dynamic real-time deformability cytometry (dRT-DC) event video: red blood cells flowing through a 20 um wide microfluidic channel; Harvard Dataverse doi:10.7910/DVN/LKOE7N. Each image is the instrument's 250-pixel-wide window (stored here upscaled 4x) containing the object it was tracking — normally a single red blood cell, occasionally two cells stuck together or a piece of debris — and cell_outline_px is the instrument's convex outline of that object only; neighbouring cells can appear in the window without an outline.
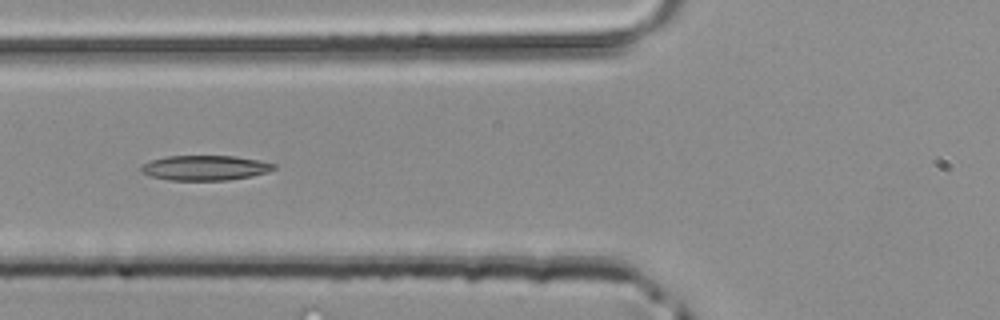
{"species": "common noctule bat (a hibernating species)", "species_latin": "Nyctalus noctula", "temperature_condition": "room temperature", "stored_images_in_passage": 28, "camera_frame_rate_fps": 3000, "um_per_image_px": 0.085, "animal": {"sex": "male", "body_mass_g": 20.4}, "frame": {"image": 1, "passage_image": 4, "time_ms": 1.0, "image_size_px": [1000, 320], "cell_outline_px": [[276, 168], [268, 172], [252, 176], [228, 180], [168, 180], [152, 176], [140, 172], [140, 164], [164, 156], [232, 156], [260, 160], [276, 164]], "centroid_in_image_um": [17.42, 14.26], "position_along_channel_um": 108.4, "area_um2": 19.42}}
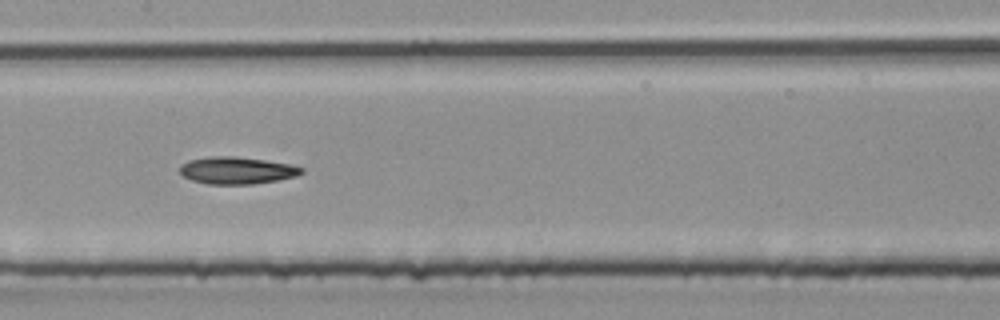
{"frame": {"image": 2, "passage_image": 9, "time_ms": 2.667, "image_size_px": [1000, 320], "cell_outline_px": [[304, 172], [296, 176], [276, 180], [252, 184], [208, 184], [192, 180], [184, 176], [180, 172], [180, 164], [188, 160], [212, 156], [232, 156], [264, 160], [288, 164], [304, 168]], "centroid_in_image_um": [20.11, 14.48], "position_along_channel_um": 187.3, "area_um2": 19.07}}
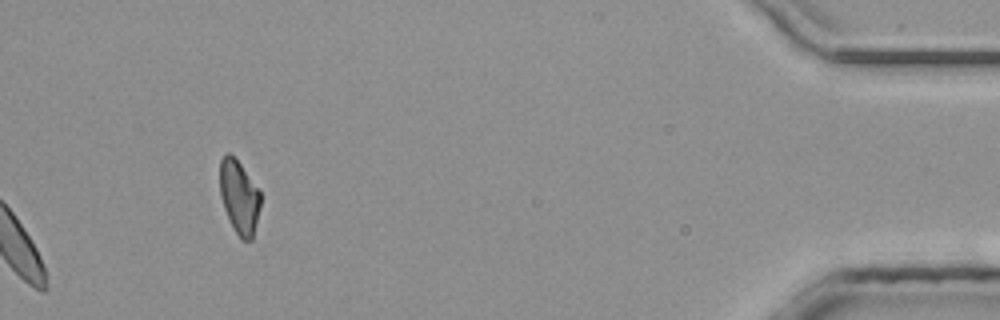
{"frame": {"image": 3, "passage_image": 28, "time_ms": 9.0, "image_size_px": [1000, 320], "cell_outline_px": [[260, 208], [252, 240], [240, 240], [224, 208], [220, 196], [220, 160], [228, 152], [240, 164], [260, 188]], "centroid_in_image_um": [20.35, 16.75], "position_along_channel_um": 414.9, "area_um2": 17.34}}